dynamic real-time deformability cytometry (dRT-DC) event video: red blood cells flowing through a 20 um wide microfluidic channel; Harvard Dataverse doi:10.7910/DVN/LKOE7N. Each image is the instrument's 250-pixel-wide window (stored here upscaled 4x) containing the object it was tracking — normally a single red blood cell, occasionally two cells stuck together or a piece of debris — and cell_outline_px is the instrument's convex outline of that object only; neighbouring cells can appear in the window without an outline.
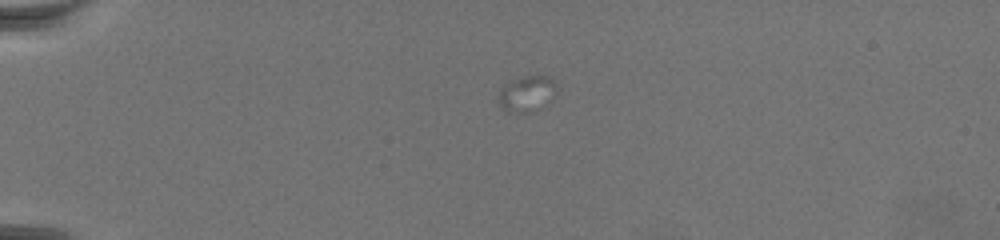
{"species": "common noctule bat (a hibernating species)", "species_latin": "Nyctalus noctula", "temperature_condition": "warm", "stored_images_in_passage": 18, "camera_frame_rate_fps": 3000, "um_per_image_px": 0.085, "animal": {"sex": "female", "body_mass_g": 19.5, "forearm_length_mm": 54.1}, "frame": {"image": 1, "passage_image": 1, "time_ms": 0.0, "image_size_px": [1000, 240], "cell_outline_px": [[556, 88], [528, 112], [508, 112], [500, 104], [500, 88], [516, 80], [528, 76], [544, 76], [552, 80], [556, 84]], "centroid_in_image_um": [44.68, 7.93], "position_along_channel_um": 40.3, "area_um2": 10.52}}